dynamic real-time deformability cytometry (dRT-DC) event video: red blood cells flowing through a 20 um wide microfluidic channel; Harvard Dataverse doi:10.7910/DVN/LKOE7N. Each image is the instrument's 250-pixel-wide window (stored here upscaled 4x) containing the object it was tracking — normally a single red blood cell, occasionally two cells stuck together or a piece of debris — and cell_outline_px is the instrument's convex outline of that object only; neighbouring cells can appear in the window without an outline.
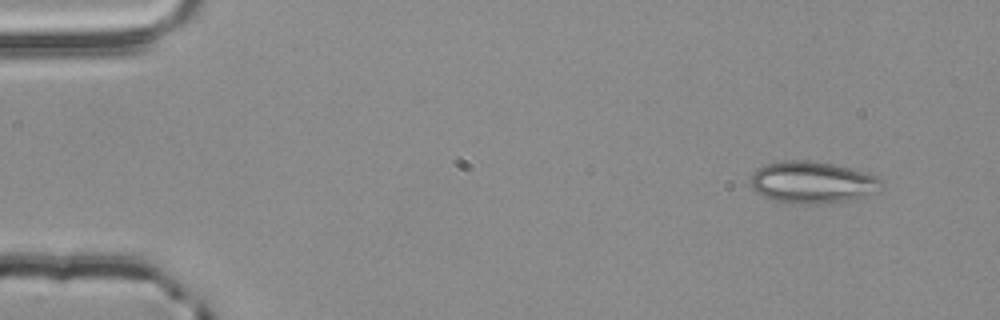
{"species": "common noctule bat (a hibernating species)", "species_latin": "Nyctalus noctula", "temperature_condition": "room temperature", "stored_images_in_passage": 3, "camera_frame_rate_fps": 3000, "um_per_image_px": 0.085, "animal": {"sex": "male", "body_mass_g": 20.4}, "frame": {"image": 1, "passage_image": 1, "time_ms": 0.0, "image_size_px": [1000, 320], "cell_outline_px": [[884, 184], [876, 192], [852, 200], [812, 204], [792, 204], [776, 200], [764, 196], [756, 192], [752, 188], [752, 176], [760, 168], [768, 164], [784, 160], [804, 160], [832, 164], [864, 172], [876, 176], [884, 180]], "centroid_in_image_um": [69.1, 15.51], "position_along_channel_um": 15.9, "area_um2": 31.56}}